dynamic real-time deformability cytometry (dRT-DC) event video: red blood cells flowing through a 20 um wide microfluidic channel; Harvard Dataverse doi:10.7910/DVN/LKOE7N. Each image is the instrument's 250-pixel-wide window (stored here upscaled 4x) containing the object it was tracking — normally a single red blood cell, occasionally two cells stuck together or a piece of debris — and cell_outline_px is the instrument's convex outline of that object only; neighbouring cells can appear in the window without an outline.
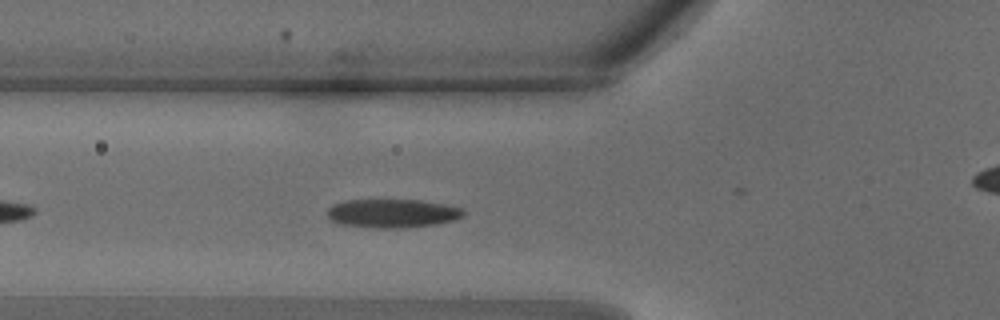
{"species": "common noctule bat (a hibernating species)", "species_latin": "Nyctalus noctula", "temperature_condition": "warm", "stored_images_in_passage": 23, "camera_frame_rate_fps": 3000, "um_per_image_px": 0.085, "animal": {"sex": "male", "body_mass_g": 18.8}, "frame": {"image": 1, "passage_image": 7, "time_ms": 2.0, "image_size_px": [1000, 320], "cell_outline_px": [[464, 216], [456, 220], [436, 224], [404, 228], [372, 228], [344, 224], [332, 220], [328, 216], [328, 208], [332, 204], [344, 200], [420, 200], [444, 204], [464, 208]], "centroid_in_image_um": [33.39, 18.13], "position_along_channel_um": 92.4, "area_um2": 22.83}}
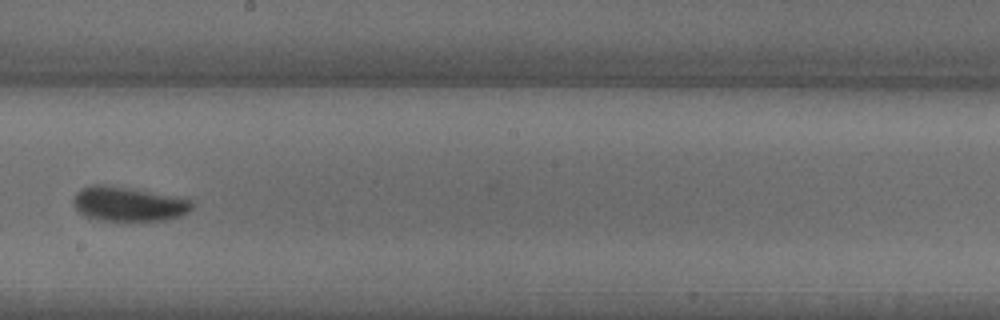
{"frame": {"image": 2, "passage_image": 14, "time_ms": 4.333, "image_size_px": [1000, 320], "cell_outline_px": [[192, 208], [188, 212], [180, 216], [164, 220], [96, 220], [84, 216], [72, 204], [72, 196], [80, 188], [92, 184], [104, 184], [192, 200]], "centroid_in_image_um": [10.82, 17.34], "position_along_channel_um": 237.4, "area_um2": 23.58}}
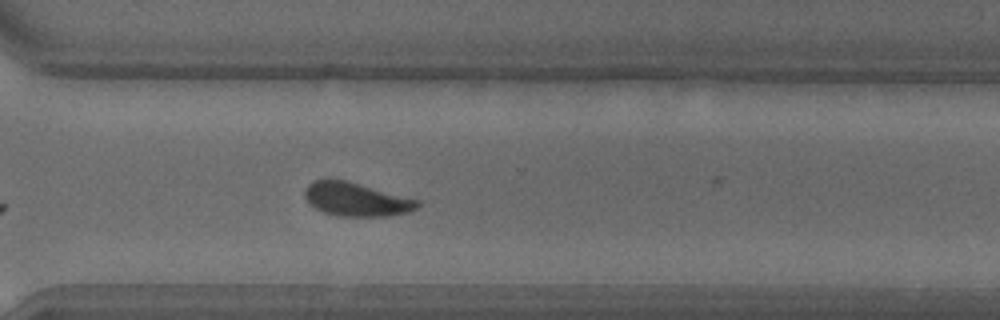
{"frame": {"image": 3, "passage_image": 19, "time_ms": 6.0, "image_size_px": [1000, 320], "cell_outline_px": [[420, 204], [416, 208], [408, 212], [384, 216], [336, 216], [324, 212], [316, 208], [304, 196], [304, 188], [312, 180], [324, 176], [344, 180], [360, 184], [420, 200]], "centroid_in_image_um": [30.22, 16.91], "position_along_channel_um": 340.4, "area_um2": 22.25}}